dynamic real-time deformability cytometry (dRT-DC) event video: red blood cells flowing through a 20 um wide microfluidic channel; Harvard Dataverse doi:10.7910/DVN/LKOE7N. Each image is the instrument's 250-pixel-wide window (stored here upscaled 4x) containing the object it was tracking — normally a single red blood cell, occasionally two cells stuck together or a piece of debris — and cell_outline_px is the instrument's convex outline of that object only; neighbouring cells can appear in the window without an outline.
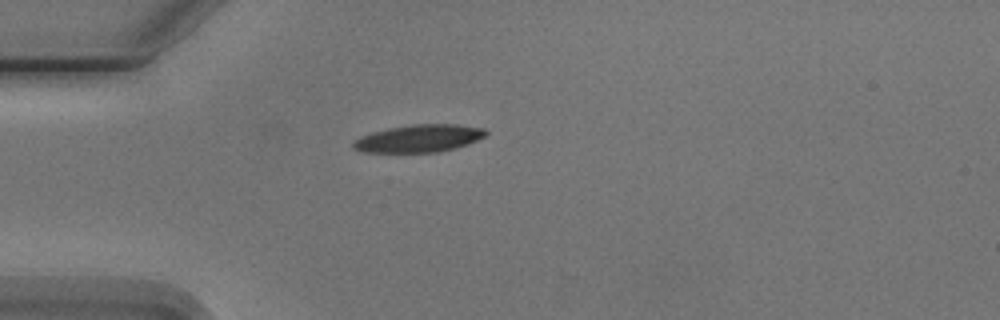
{"species": "Egyptian fruit bat (a non-hibernating species)", "species_latin": "Rousettus aegyptiacus", "temperature_condition": "cold", "stored_images_in_passage": 2, "camera_frame_rate_fps": 3000, "um_per_image_px": 0.085, "animal": {"sex": "male"}, "frame": {"image": 1, "passage_image": 1, "time_ms": 0.0, "image_size_px": [1000, 320], "cell_outline_px": [[488, 132], [484, 136], [476, 140], [452, 148], [436, 152], [360, 152], [352, 148], [352, 144], [360, 136], [372, 132], [388, 128], [412, 124], [456, 124], [484, 128]], "centroid_in_image_um": [35.56, 11.75], "position_along_channel_um": 49.4, "area_um2": 21.04}}